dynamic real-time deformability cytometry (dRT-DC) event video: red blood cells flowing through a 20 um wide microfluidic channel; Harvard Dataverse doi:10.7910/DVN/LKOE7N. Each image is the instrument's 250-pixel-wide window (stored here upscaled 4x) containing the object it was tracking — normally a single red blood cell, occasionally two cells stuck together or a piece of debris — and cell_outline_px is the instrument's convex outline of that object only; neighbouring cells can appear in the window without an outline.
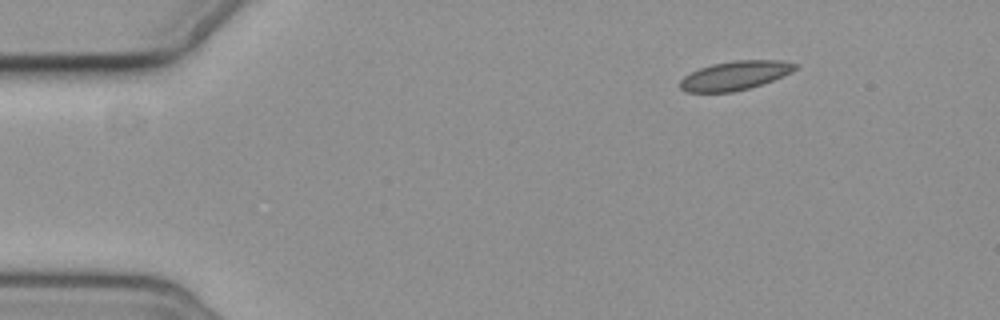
{"species": "common noctule bat (a hibernating species)", "species_latin": "Nyctalus noctula", "temperature_condition": "cold", "stored_images_in_passage": 9, "camera_frame_rate_fps": 3000, "um_per_image_px": 0.085, "animal": {"sex": "female", "body_mass_g": 19.3, "forearm_length_mm": 54.1}, "frame": {"image": 1, "passage_image": 1, "time_ms": 0.0, "image_size_px": [1000, 320], "cell_outline_px": [[800, 64], [792, 72], [784, 76], [764, 84], [732, 92], [684, 92], [680, 88], [680, 80], [684, 76], [700, 68], [712, 64], [732, 60], [784, 60]], "centroid_in_image_um": [62.52, 6.41], "position_along_channel_um": 22.5, "area_um2": 19.65}}
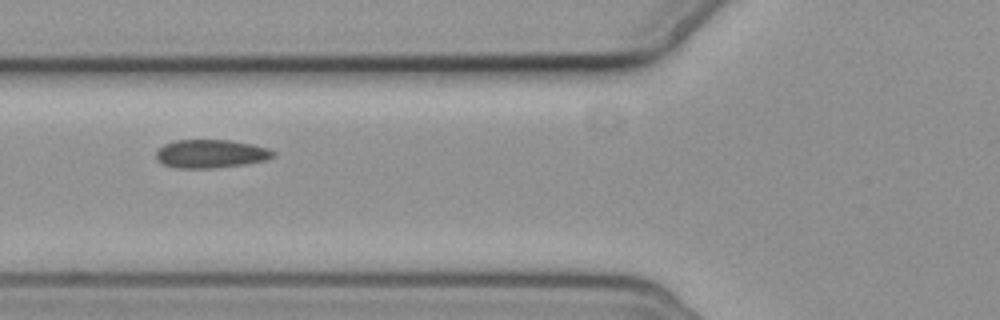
{"frame": {"image": 2, "passage_image": 5, "time_ms": 4.667, "image_size_px": [1000, 320], "cell_outline_px": [[276, 156], [268, 160], [244, 164], [216, 168], [176, 168], [164, 164], [156, 160], [156, 152], [164, 144], [176, 140], [228, 140], [252, 144], [268, 148], [276, 152]], "centroid_in_image_um": [17.95, 13.07], "position_along_channel_um": 107.9, "area_um2": 19.48}}
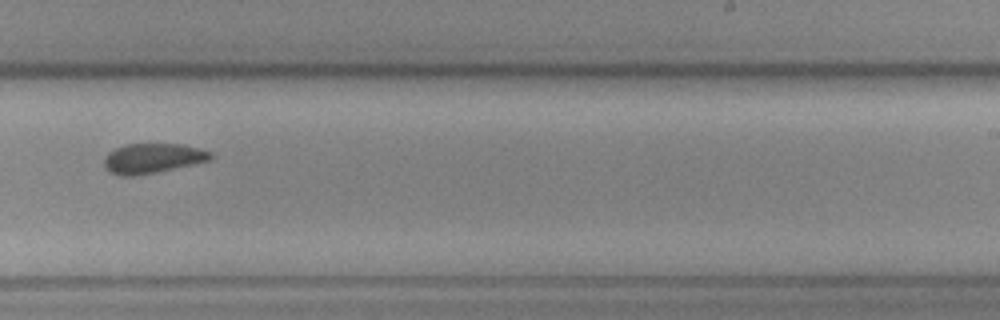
{"frame": {"image": 3, "passage_image": 9, "time_ms": 9.333, "image_size_px": [1000, 320], "cell_outline_px": [[212, 160], [156, 172], [132, 176], [120, 176], [108, 172], [104, 168], [104, 156], [108, 152], [124, 144], [184, 144], [200, 148], [212, 152]], "centroid_in_image_um": [12.95, 13.45], "position_along_channel_um": 276.0, "area_um2": 18.73}}